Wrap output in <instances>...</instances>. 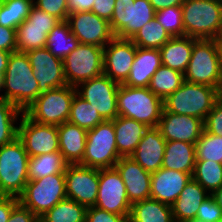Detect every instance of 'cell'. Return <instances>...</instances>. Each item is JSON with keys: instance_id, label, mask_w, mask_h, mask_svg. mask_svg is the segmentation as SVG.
<instances>
[{"instance_id": "6da1fadb", "label": "cell", "mask_w": 222, "mask_h": 222, "mask_svg": "<svg viewBox=\"0 0 222 222\" xmlns=\"http://www.w3.org/2000/svg\"><path fill=\"white\" fill-rule=\"evenodd\" d=\"M3 91L5 92L0 97L11 102L22 112H25L41 94L25 52L16 51L10 54L4 73Z\"/></svg>"}, {"instance_id": "7a4b0ae2", "label": "cell", "mask_w": 222, "mask_h": 222, "mask_svg": "<svg viewBox=\"0 0 222 222\" xmlns=\"http://www.w3.org/2000/svg\"><path fill=\"white\" fill-rule=\"evenodd\" d=\"M184 36L222 39V0H184Z\"/></svg>"}, {"instance_id": "3957f363", "label": "cell", "mask_w": 222, "mask_h": 222, "mask_svg": "<svg viewBox=\"0 0 222 222\" xmlns=\"http://www.w3.org/2000/svg\"><path fill=\"white\" fill-rule=\"evenodd\" d=\"M219 89L184 81L164 101V110L179 115L195 116L203 121L221 98Z\"/></svg>"}, {"instance_id": "277c9868", "label": "cell", "mask_w": 222, "mask_h": 222, "mask_svg": "<svg viewBox=\"0 0 222 222\" xmlns=\"http://www.w3.org/2000/svg\"><path fill=\"white\" fill-rule=\"evenodd\" d=\"M118 116L134 119L148 127H157L164 109L163 100L148 87L120 84L117 93Z\"/></svg>"}, {"instance_id": "5b68a950", "label": "cell", "mask_w": 222, "mask_h": 222, "mask_svg": "<svg viewBox=\"0 0 222 222\" xmlns=\"http://www.w3.org/2000/svg\"><path fill=\"white\" fill-rule=\"evenodd\" d=\"M184 81L215 87L220 90V40L197 39L184 73Z\"/></svg>"}, {"instance_id": "8992f818", "label": "cell", "mask_w": 222, "mask_h": 222, "mask_svg": "<svg viewBox=\"0 0 222 222\" xmlns=\"http://www.w3.org/2000/svg\"><path fill=\"white\" fill-rule=\"evenodd\" d=\"M22 141L17 137L0 147V195L19 197L28 182V160Z\"/></svg>"}, {"instance_id": "52a82bcc", "label": "cell", "mask_w": 222, "mask_h": 222, "mask_svg": "<svg viewBox=\"0 0 222 222\" xmlns=\"http://www.w3.org/2000/svg\"><path fill=\"white\" fill-rule=\"evenodd\" d=\"M75 94V87L69 85L50 89L41 93L24 113L37 123L59 126L68 122Z\"/></svg>"}, {"instance_id": "ba28073f", "label": "cell", "mask_w": 222, "mask_h": 222, "mask_svg": "<svg viewBox=\"0 0 222 222\" xmlns=\"http://www.w3.org/2000/svg\"><path fill=\"white\" fill-rule=\"evenodd\" d=\"M66 198L65 174H53L28 181L18 197L19 202L38 218Z\"/></svg>"}, {"instance_id": "9c48e42d", "label": "cell", "mask_w": 222, "mask_h": 222, "mask_svg": "<svg viewBox=\"0 0 222 222\" xmlns=\"http://www.w3.org/2000/svg\"><path fill=\"white\" fill-rule=\"evenodd\" d=\"M120 158L113 120L104 121L87 131L81 165L98 169L114 168Z\"/></svg>"}, {"instance_id": "30bf717a", "label": "cell", "mask_w": 222, "mask_h": 222, "mask_svg": "<svg viewBox=\"0 0 222 222\" xmlns=\"http://www.w3.org/2000/svg\"><path fill=\"white\" fill-rule=\"evenodd\" d=\"M104 47L79 44L63 59L64 76L67 85L78 84L103 74Z\"/></svg>"}, {"instance_id": "8fae6325", "label": "cell", "mask_w": 222, "mask_h": 222, "mask_svg": "<svg viewBox=\"0 0 222 222\" xmlns=\"http://www.w3.org/2000/svg\"><path fill=\"white\" fill-rule=\"evenodd\" d=\"M155 13L149 0H116L110 26L116 37L131 39Z\"/></svg>"}, {"instance_id": "7c38bea8", "label": "cell", "mask_w": 222, "mask_h": 222, "mask_svg": "<svg viewBox=\"0 0 222 222\" xmlns=\"http://www.w3.org/2000/svg\"><path fill=\"white\" fill-rule=\"evenodd\" d=\"M120 84L111 80L104 73L98 77L78 84L76 94L90 103L105 120H114L118 117L117 93ZM79 88H81L79 90Z\"/></svg>"}, {"instance_id": "4fadbf2b", "label": "cell", "mask_w": 222, "mask_h": 222, "mask_svg": "<svg viewBox=\"0 0 222 222\" xmlns=\"http://www.w3.org/2000/svg\"><path fill=\"white\" fill-rule=\"evenodd\" d=\"M65 187L68 199L86 208L95 206L99 189V169L68 164L65 170Z\"/></svg>"}, {"instance_id": "5bb4252c", "label": "cell", "mask_w": 222, "mask_h": 222, "mask_svg": "<svg viewBox=\"0 0 222 222\" xmlns=\"http://www.w3.org/2000/svg\"><path fill=\"white\" fill-rule=\"evenodd\" d=\"M59 22L55 16L33 5L28 18L16 28L17 51L46 47L48 34Z\"/></svg>"}, {"instance_id": "9a60e30c", "label": "cell", "mask_w": 222, "mask_h": 222, "mask_svg": "<svg viewBox=\"0 0 222 222\" xmlns=\"http://www.w3.org/2000/svg\"><path fill=\"white\" fill-rule=\"evenodd\" d=\"M95 206L117 215L130 216L125 184L115 168L99 169V189Z\"/></svg>"}, {"instance_id": "2e32d148", "label": "cell", "mask_w": 222, "mask_h": 222, "mask_svg": "<svg viewBox=\"0 0 222 222\" xmlns=\"http://www.w3.org/2000/svg\"><path fill=\"white\" fill-rule=\"evenodd\" d=\"M18 138L30 157L59 151L57 126L37 123L24 112L18 126Z\"/></svg>"}, {"instance_id": "e0dca14e", "label": "cell", "mask_w": 222, "mask_h": 222, "mask_svg": "<svg viewBox=\"0 0 222 222\" xmlns=\"http://www.w3.org/2000/svg\"><path fill=\"white\" fill-rule=\"evenodd\" d=\"M67 22L81 44L105 47L115 37L110 22L91 11L71 13Z\"/></svg>"}, {"instance_id": "ac0fdd59", "label": "cell", "mask_w": 222, "mask_h": 222, "mask_svg": "<svg viewBox=\"0 0 222 222\" xmlns=\"http://www.w3.org/2000/svg\"><path fill=\"white\" fill-rule=\"evenodd\" d=\"M33 70V76L38 81L39 92L67 85L63 60L55 57L44 47L25 52Z\"/></svg>"}, {"instance_id": "d6986e66", "label": "cell", "mask_w": 222, "mask_h": 222, "mask_svg": "<svg viewBox=\"0 0 222 222\" xmlns=\"http://www.w3.org/2000/svg\"><path fill=\"white\" fill-rule=\"evenodd\" d=\"M137 47L130 39L114 37L104 47L103 73L123 84L130 74Z\"/></svg>"}, {"instance_id": "ffe728a7", "label": "cell", "mask_w": 222, "mask_h": 222, "mask_svg": "<svg viewBox=\"0 0 222 222\" xmlns=\"http://www.w3.org/2000/svg\"><path fill=\"white\" fill-rule=\"evenodd\" d=\"M157 128L166 141L195 144L204 131V121L195 116L174 114L163 109Z\"/></svg>"}, {"instance_id": "44dd1931", "label": "cell", "mask_w": 222, "mask_h": 222, "mask_svg": "<svg viewBox=\"0 0 222 222\" xmlns=\"http://www.w3.org/2000/svg\"><path fill=\"white\" fill-rule=\"evenodd\" d=\"M120 174L131 205L138 201L150 198L151 173L144 170L135 160L121 157L114 165Z\"/></svg>"}, {"instance_id": "7402d4cb", "label": "cell", "mask_w": 222, "mask_h": 222, "mask_svg": "<svg viewBox=\"0 0 222 222\" xmlns=\"http://www.w3.org/2000/svg\"><path fill=\"white\" fill-rule=\"evenodd\" d=\"M191 178L192 174L161 167L151 173L150 198L172 206Z\"/></svg>"}, {"instance_id": "603a6c76", "label": "cell", "mask_w": 222, "mask_h": 222, "mask_svg": "<svg viewBox=\"0 0 222 222\" xmlns=\"http://www.w3.org/2000/svg\"><path fill=\"white\" fill-rule=\"evenodd\" d=\"M166 142L157 127H149L130 157L144 170L154 173L162 167Z\"/></svg>"}, {"instance_id": "cb8c5ba5", "label": "cell", "mask_w": 222, "mask_h": 222, "mask_svg": "<svg viewBox=\"0 0 222 222\" xmlns=\"http://www.w3.org/2000/svg\"><path fill=\"white\" fill-rule=\"evenodd\" d=\"M161 65L162 60L159 49L137 47L130 74L123 85L149 87L153 74Z\"/></svg>"}, {"instance_id": "d4e9b609", "label": "cell", "mask_w": 222, "mask_h": 222, "mask_svg": "<svg viewBox=\"0 0 222 222\" xmlns=\"http://www.w3.org/2000/svg\"><path fill=\"white\" fill-rule=\"evenodd\" d=\"M59 151L68 164H80L85 152L87 130L70 122L57 126Z\"/></svg>"}, {"instance_id": "484cf974", "label": "cell", "mask_w": 222, "mask_h": 222, "mask_svg": "<svg viewBox=\"0 0 222 222\" xmlns=\"http://www.w3.org/2000/svg\"><path fill=\"white\" fill-rule=\"evenodd\" d=\"M211 194L193 178L186 184L176 201L172 204L175 222L195 219L201 203Z\"/></svg>"}, {"instance_id": "4316f807", "label": "cell", "mask_w": 222, "mask_h": 222, "mask_svg": "<svg viewBox=\"0 0 222 222\" xmlns=\"http://www.w3.org/2000/svg\"><path fill=\"white\" fill-rule=\"evenodd\" d=\"M116 146L120 157L131 156L149 127L131 118L118 116L113 120Z\"/></svg>"}, {"instance_id": "83f0119b", "label": "cell", "mask_w": 222, "mask_h": 222, "mask_svg": "<svg viewBox=\"0 0 222 222\" xmlns=\"http://www.w3.org/2000/svg\"><path fill=\"white\" fill-rule=\"evenodd\" d=\"M197 38L183 36L171 37L159 50L162 65L185 73L188 67L194 42Z\"/></svg>"}, {"instance_id": "f1b7e54d", "label": "cell", "mask_w": 222, "mask_h": 222, "mask_svg": "<svg viewBox=\"0 0 222 222\" xmlns=\"http://www.w3.org/2000/svg\"><path fill=\"white\" fill-rule=\"evenodd\" d=\"M196 162L195 144L167 141L162 168L193 174Z\"/></svg>"}, {"instance_id": "f546056e", "label": "cell", "mask_w": 222, "mask_h": 222, "mask_svg": "<svg viewBox=\"0 0 222 222\" xmlns=\"http://www.w3.org/2000/svg\"><path fill=\"white\" fill-rule=\"evenodd\" d=\"M128 222H175L172 206L148 198L131 205Z\"/></svg>"}, {"instance_id": "4dcf8cb0", "label": "cell", "mask_w": 222, "mask_h": 222, "mask_svg": "<svg viewBox=\"0 0 222 222\" xmlns=\"http://www.w3.org/2000/svg\"><path fill=\"white\" fill-rule=\"evenodd\" d=\"M67 166L68 163L60 151L30 157L28 160V181L53 174H65Z\"/></svg>"}, {"instance_id": "1f68e13d", "label": "cell", "mask_w": 222, "mask_h": 222, "mask_svg": "<svg viewBox=\"0 0 222 222\" xmlns=\"http://www.w3.org/2000/svg\"><path fill=\"white\" fill-rule=\"evenodd\" d=\"M79 44V40L71 32L69 23L65 20L60 21L50 31L47 36L46 48L52 55L63 60L74 51Z\"/></svg>"}, {"instance_id": "d6a6232c", "label": "cell", "mask_w": 222, "mask_h": 222, "mask_svg": "<svg viewBox=\"0 0 222 222\" xmlns=\"http://www.w3.org/2000/svg\"><path fill=\"white\" fill-rule=\"evenodd\" d=\"M184 82V74L161 65L153 74L149 89L163 101L174 93Z\"/></svg>"}, {"instance_id": "836d02e7", "label": "cell", "mask_w": 222, "mask_h": 222, "mask_svg": "<svg viewBox=\"0 0 222 222\" xmlns=\"http://www.w3.org/2000/svg\"><path fill=\"white\" fill-rule=\"evenodd\" d=\"M86 210L85 206L66 198L58 202L39 219L43 222H85Z\"/></svg>"}, {"instance_id": "e575fe53", "label": "cell", "mask_w": 222, "mask_h": 222, "mask_svg": "<svg viewBox=\"0 0 222 222\" xmlns=\"http://www.w3.org/2000/svg\"><path fill=\"white\" fill-rule=\"evenodd\" d=\"M34 0H2L0 2V25L16 29L25 21L31 11Z\"/></svg>"}, {"instance_id": "d590c367", "label": "cell", "mask_w": 222, "mask_h": 222, "mask_svg": "<svg viewBox=\"0 0 222 222\" xmlns=\"http://www.w3.org/2000/svg\"><path fill=\"white\" fill-rule=\"evenodd\" d=\"M105 120L90 103L75 94L70 109L68 122L78 125L85 130H91Z\"/></svg>"}, {"instance_id": "8d00e7d4", "label": "cell", "mask_w": 222, "mask_h": 222, "mask_svg": "<svg viewBox=\"0 0 222 222\" xmlns=\"http://www.w3.org/2000/svg\"><path fill=\"white\" fill-rule=\"evenodd\" d=\"M192 178L212 194L222 186V164L215 161L196 160Z\"/></svg>"}, {"instance_id": "74e56055", "label": "cell", "mask_w": 222, "mask_h": 222, "mask_svg": "<svg viewBox=\"0 0 222 222\" xmlns=\"http://www.w3.org/2000/svg\"><path fill=\"white\" fill-rule=\"evenodd\" d=\"M171 38L154 18L145 24L130 40L139 48L160 49Z\"/></svg>"}, {"instance_id": "f35d334b", "label": "cell", "mask_w": 222, "mask_h": 222, "mask_svg": "<svg viewBox=\"0 0 222 222\" xmlns=\"http://www.w3.org/2000/svg\"><path fill=\"white\" fill-rule=\"evenodd\" d=\"M22 114L23 112L11 102L0 97V147L18 137V126H15L14 122Z\"/></svg>"}, {"instance_id": "ab89813d", "label": "cell", "mask_w": 222, "mask_h": 222, "mask_svg": "<svg viewBox=\"0 0 222 222\" xmlns=\"http://www.w3.org/2000/svg\"><path fill=\"white\" fill-rule=\"evenodd\" d=\"M196 160L215 161L222 164V136L202 132L195 143Z\"/></svg>"}, {"instance_id": "60d3db41", "label": "cell", "mask_w": 222, "mask_h": 222, "mask_svg": "<svg viewBox=\"0 0 222 222\" xmlns=\"http://www.w3.org/2000/svg\"><path fill=\"white\" fill-rule=\"evenodd\" d=\"M155 19L171 37H183V13L181 6H172L156 11Z\"/></svg>"}, {"instance_id": "b9f144b4", "label": "cell", "mask_w": 222, "mask_h": 222, "mask_svg": "<svg viewBox=\"0 0 222 222\" xmlns=\"http://www.w3.org/2000/svg\"><path fill=\"white\" fill-rule=\"evenodd\" d=\"M33 5L60 21L68 19L67 0H34Z\"/></svg>"}, {"instance_id": "7bdbcfd3", "label": "cell", "mask_w": 222, "mask_h": 222, "mask_svg": "<svg viewBox=\"0 0 222 222\" xmlns=\"http://www.w3.org/2000/svg\"><path fill=\"white\" fill-rule=\"evenodd\" d=\"M221 216V208L217 205L213 196L210 195L201 203L195 219L205 222H218Z\"/></svg>"}, {"instance_id": "ee69618b", "label": "cell", "mask_w": 222, "mask_h": 222, "mask_svg": "<svg viewBox=\"0 0 222 222\" xmlns=\"http://www.w3.org/2000/svg\"><path fill=\"white\" fill-rule=\"evenodd\" d=\"M204 130L208 133L222 136V96L207 114L204 120Z\"/></svg>"}, {"instance_id": "f6af8a7d", "label": "cell", "mask_w": 222, "mask_h": 222, "mask_svg": "<svg viewBox=\"0 0 222 222\" xmlns=\"http://www.w3.org/2000/svg\"><path fill=\"white\" fill-rule=\"evenodd\" d=\"M129 216L117 215L96 206L86 210L85 222H128Z\"/></svg>"}, {"instance_id": "bcb514c9", "label": "cell", "mask_w": 222, "mask_h": 222, "mask_svg": "<svg viewBox=\"0 0 222 222\" xmlns=\"http://www.w3.org/2000/svg\"><path fill=\"white\" fill-rule=\"evenodd\" d=\"M0 49L10 53L17 51L16 29L0 25Z\"/></svg>"}, {"instance_id": "7dc6e473", "label": "cell", "mask_w": 222, "mask_h": 222, "mask_svg": "<svg viewBox=\"0 0 222 222\" xmlns=\"http://www.w3.org/2000/svg\"><path fill=\"white\" fill-rule=\"evenodd\" d=\"M38 217L20 202L12 209L8 222H36Z\"/></svg>"}, {"instance_id": "c3c4849f", "label": "cell", "mask_w": 222, "mask_h": 222, "mask_svg": "<svg viewBox=\"0 0 222 222\" xmlns=\"http://www.w3.org/2000/svg\"><path fill=\"white\" fill-rule=\"evenodd\" d=\"M116 0H95L91 12L100 18L111 21Z\"/></svg>"}, {"instance_id": "681fc988", "label": "cell", "mask_w": 222, "mask_h": 222, "mask_svg": "<svg viewBox=\"0 0 222 222\" xmlns=\"http://www.w3.org/2000/svg\"><path fill=\"white\" fill-rule=\"evenodd\" d=\"M18 203V197L0 195V222H8L12 209Z\"/></svg>"}, {"instance_id": "f907efd6", "label": "cell", "mask_w": 222, "mask_h": 222, "mask_svg": "<svg viewBox=\"0 0 222 222\" xmlns=\"http://www.w3.org/2000/svg\"><path fill=\"white\" fill-rule=\"evenodd\" d=\"M95 0H67L68 14L91 11Z\"/></svg>"}, {"instance_id": "816d5d0a", "label": "cell", "mask_w": 222, "mask_h": 222, "mask_svg": "<svg viewBox=\"0 0 222 222\" xmlns=\"http://www.w3.org/2000/svg\"><path fill=\"white\" fill-rule=\"evenodd\" d=\"M149 2L155 11H159L167 7L181 6L184 0H149Z\"/></svg>"}, {"instance_id": "f5cc1de1", "label": "cell", "mask_w": 222, "mask_h": 222, "mask_svg": "<svg viewBox=\"0 0 222 222\" xmlns=\"http://www.w3.org/2000/svg\"><path fill=\"white\" fill-rule=\"evenodd\" d=\"M10 54V52L0 49V73H5Z\"/></svg>"}, {"instance_id": "db71d44e", "label": "cell", "mask_w": 222, "mask_h": 222, "mask_svg": "<svg viewBox=\"0 0 222 222\" xmlns=\"http://www.w3.org/2000/svg\"><path fill=\"white\" fill-rule=\"evenodd\" d=\"M211 195L222 210V186L219 189L215 190Z\"/></svg>"}, {"instance_id": "11a10c76", "label": "cell", "mask_w": 222, "mask_h": 222, "mask_svg": "<svg viewBox=\"0 0 222 222\" xmlns=\"http://www.w3.org/2000/svg\"><path fill=\"white\" fill-rule=\"evenodd\" d=\"M220 63H221V82H220V92L222 94V39L220 40Z\"/></svg>"}, {"instance_id": "9f6ffc18", "label": "cell", "mask_w": 222, "mask_h": 222, "mask_svg": "<svg viewBox=\"0 0 222 222\" xmlns=\"http://www.w3.org/2000/svg\"><path fill=\"white\" fill-rule=\"evenodd\" d=\"M4 74L0 73V91L3 90Z\"/></svg>"}, {"instance_id": "6f0895ef", "label": "cell", "mask_w": 222, "mask_h": 222, "mask_svg": "<svg viewBox=\"0 0 222 222\" xmlns=\"http://www.w3.org/2000/svg\"><path fill=\"white\" fill-rule=\"evenodd\" d=\"M187 222H205V221H202V220H197V219H192V220H189Z\"/></svg>"}, {"instance_id": "680465c9", "label": "cell", "mask_w": 222, "mask_h": 222, "mask_svg": "<svg viewBox=\"0 0 222 222\" xmlns=\"http://www.w3.org/2000/svg\"><path fill=\"white\" fill-rule=\"evenodd\" d=\"M36 222H43L41 219L38 218V220Z\"/></svg>"}]
</instances>
